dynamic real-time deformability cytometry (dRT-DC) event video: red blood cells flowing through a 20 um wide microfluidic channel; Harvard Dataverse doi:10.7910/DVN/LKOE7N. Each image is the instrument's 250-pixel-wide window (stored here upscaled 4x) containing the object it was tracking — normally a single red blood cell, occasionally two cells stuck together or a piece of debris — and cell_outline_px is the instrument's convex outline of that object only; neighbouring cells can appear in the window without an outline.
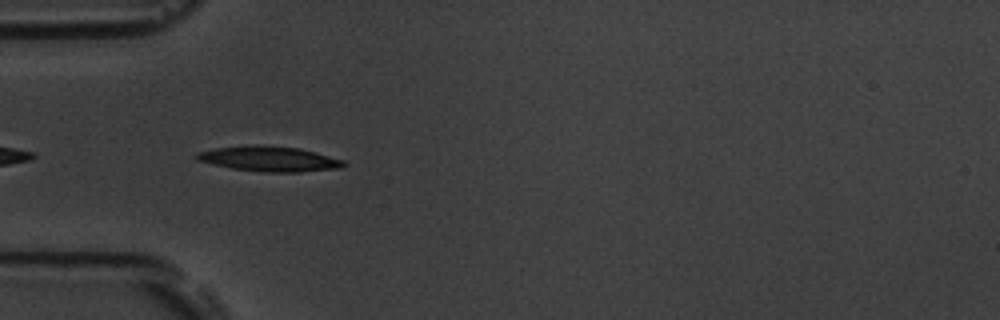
{"species": "common noctule bat (a hibernating species)", "species_latin": "Nyctalus noctula", "temperature_condition": "room temperature", "stored_images_in_passage": 39, "camera_frame_rate_fps": 3000, "um_per_image_px": 0.085, "animal": {"sex": "male", "body_mass_g": 19.5, "forearm_length_mm": 54.6}, "frame": {"image": 1, "passage_image": 2, "time_ms": 0.333, "image_size_px": [1000, 320], "cell_outline_px": [[348, 164], [340, 168], [300, 172], [264, 172], [232, 168], [212, 164], [196, 160], [192, 156], [196, 152], [212, 148], [252, 144], [256, 144], [300, 148], [316, 152], [344, 160]], "centroid_in_image_um": [22.84, 13.49], "position_along_channel_um": 62.2, "area_um2": 21.91}}
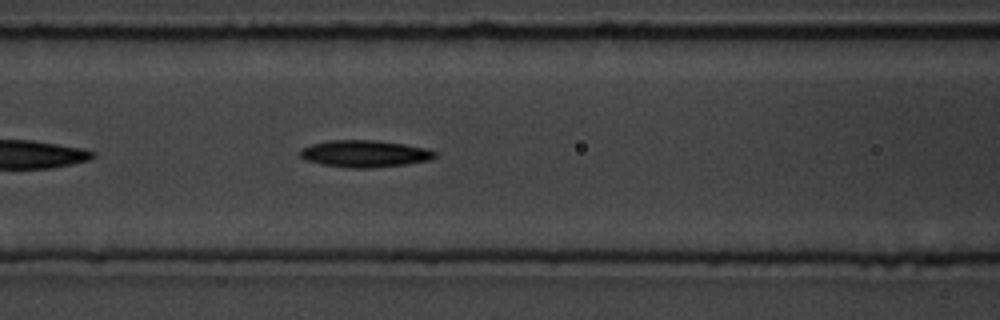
{"frame": {"image": 2, "passage_image": 8, "time_ms": 2.333, "image_size_px": [1000, 320], "cell_outline_px": [[436, 156], [428, 160], [404, 164], [372, 168], [348, 168], [320, 164], [308, 160], [300, 156], [300, 148], [312, 144], [328, 140], [376, 140], [404, 144], [424, 148], [436, 152]], "centroid_in_image_um": [30.96, 13.06], "position_along_channel_um": 135.6, "area_um2": 21.04}}
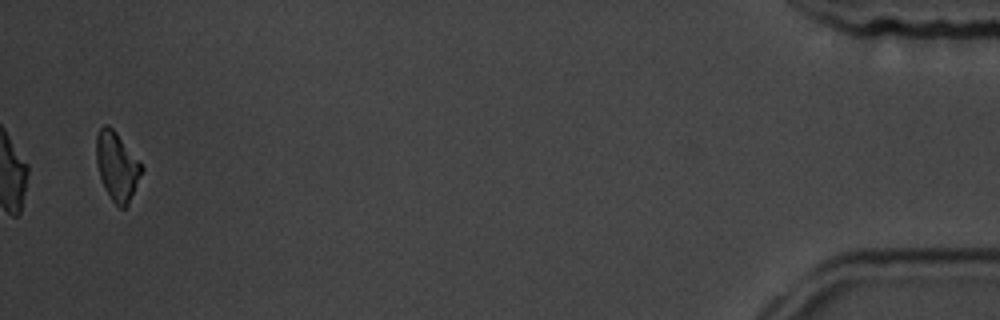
{"frame": {"image": 3, "passage_image": 38, "time_ms": 12.333, "image_size_px": [1000, 320], "cell_outline_px": [[144, 168], [128, 204], [124, 208], [120, 208], [112, 200], [104, 188], [96, 164], [96, 136], [100, 128], [104, 124], [108, 124], [116, 132]], "centroid_in_image_um": [9.92, 14.12], "position_along_channel_um": 425.3, "area_um2": 17.86}, "authors_computed_cell_mechanics": {"area_um2": 20.3456, "velocity_mm_per_s": 3.7746, "shape_relaxation_time_tau1_ms": 3.2888, "shape_relaxation_time_tau2_ms": null, "deformation_change_tau1": 0.1208, "deformation_change_tau2": null}}